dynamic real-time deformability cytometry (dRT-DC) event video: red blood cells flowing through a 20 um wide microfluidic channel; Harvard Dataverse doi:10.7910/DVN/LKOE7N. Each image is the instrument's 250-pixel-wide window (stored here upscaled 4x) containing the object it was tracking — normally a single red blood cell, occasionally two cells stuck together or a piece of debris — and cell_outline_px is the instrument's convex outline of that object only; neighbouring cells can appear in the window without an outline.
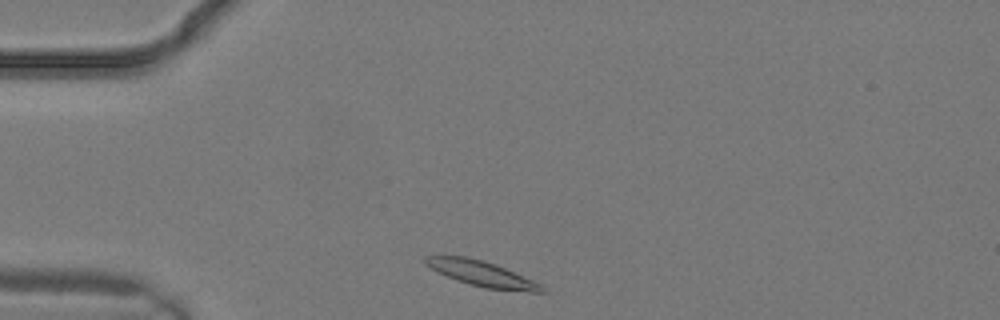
{"species": "common noctule bat (a hibernating species)", "species_latin": "Nyctalus noctula", "temperature_condition": "warm", "stored_images_in_passage": 6, "camera_frame_rate_fps": 3000, "um_per_image_px": 0.085, "animal": {"sex": "male", "body_mass_g": 19.2, "forearm_length_mm": 51.8}, "frame": {"image": 1, "passage_image": 1, "time_ms": 0.0, "image_size_px": [1000, 320], "cell_outline_px": [[548, 292], [528, 292], [484, 288], [468, 284], [456, 280], [424, 264], [424, 256], [464, 256], [484, 260], [496, 264], [532, 280], [540, 284]], "centroid_in_image_um": [40.97, 23.27], "position_along_channel_um": 44.0, "area_um2": 17.11}}
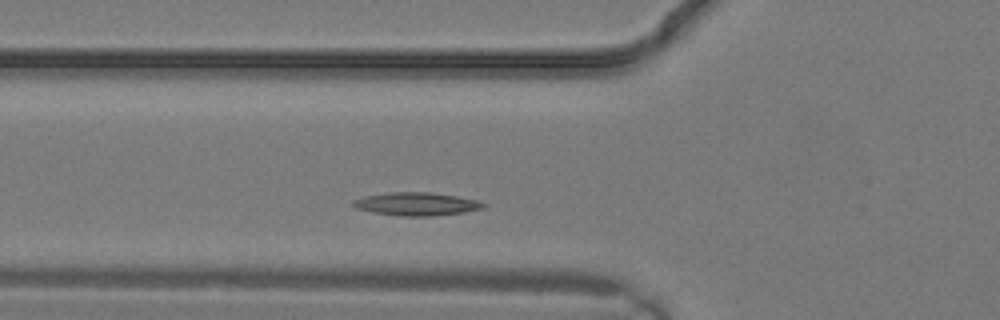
{"frame": {"image": 2, "passage_image": 4, "time_ms": 1.0, "image_size_px": [1000, 320], "cell_outline_px": [[488, 204], [484, 208], [464, 212], [432, 216], [400, 216], [372, 212], [356, 208], [352, 204], [352, 200], [364, 196], [388, 192], [428, 192], [456, 196], [476, 200]], "centroid_in_image_um": [35.39, 17.34], "position_along_channel_um": 90.4, "area_um2": 17.57}}
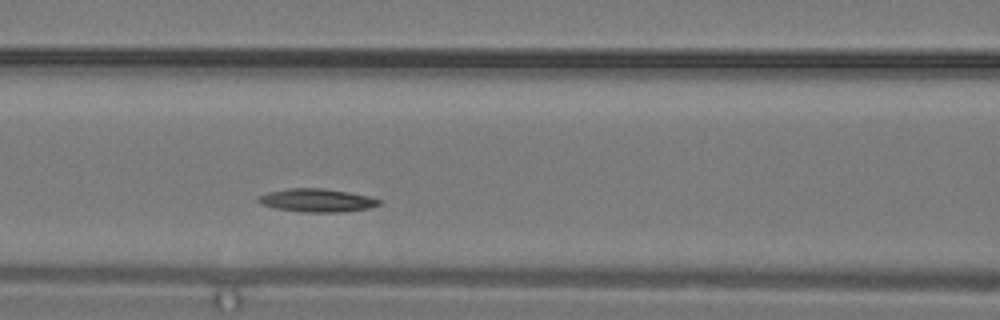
{"frame": {"image": 3, "passage_image": 6, "time_ms": 1.667, "image_size_px": [1000, 320], "cell_outline_px": [[384, 200], [380, 204], [368, 208], [340, 212], [300, 212], [276, 208], [260, 204], [256, 200], [260, 196], [268, 192], [288, 188], [320, 188], [348, 192], [368, 196]], "centroid_in_image_um": [26.93, 17.03], "position_along_channel_um": 139.7, "area_um2": 16.3}}